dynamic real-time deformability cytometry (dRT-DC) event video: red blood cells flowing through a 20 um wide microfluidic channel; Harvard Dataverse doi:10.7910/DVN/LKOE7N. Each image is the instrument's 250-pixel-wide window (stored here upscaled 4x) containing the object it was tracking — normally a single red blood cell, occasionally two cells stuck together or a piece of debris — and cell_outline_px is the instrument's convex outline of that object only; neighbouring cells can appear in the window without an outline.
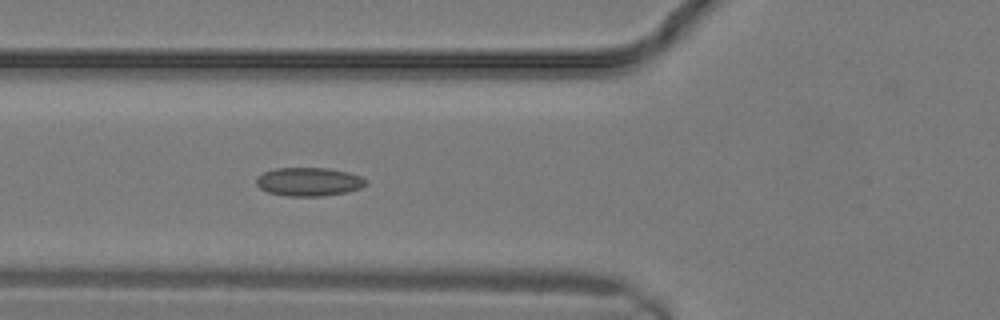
{"species": "common noctule bat (a hibernating species)", "species_latin": "Nyctalus noctula", "temperature_condition": "warm", "stored_images_in_passage": 10, "camera_frame_rate_fps": 3000, "um_per_image_px": 0.085, "animal": {"sex": "male", "body_mass_g": 19.2, "forearm_length_mm": 51.8}, "frame": {"image": 1, "passage_image": 10, "time_ms": 3.0, "image_size_px": [1000, 320], "cell_outline_px": [[368, 184], [360, 188], [348, 192], [324, 196], [288, 196], [268, 192], [260, 188], [256, 184], [256, 180], [264, 172], [276, 168], [328, 168], [348, 172], [360, 176], [368, 180]], "centroid_in_image_um": [26.3, 15.45], "position_along_channel_um": 99.5, "area_um2": 18.26}}